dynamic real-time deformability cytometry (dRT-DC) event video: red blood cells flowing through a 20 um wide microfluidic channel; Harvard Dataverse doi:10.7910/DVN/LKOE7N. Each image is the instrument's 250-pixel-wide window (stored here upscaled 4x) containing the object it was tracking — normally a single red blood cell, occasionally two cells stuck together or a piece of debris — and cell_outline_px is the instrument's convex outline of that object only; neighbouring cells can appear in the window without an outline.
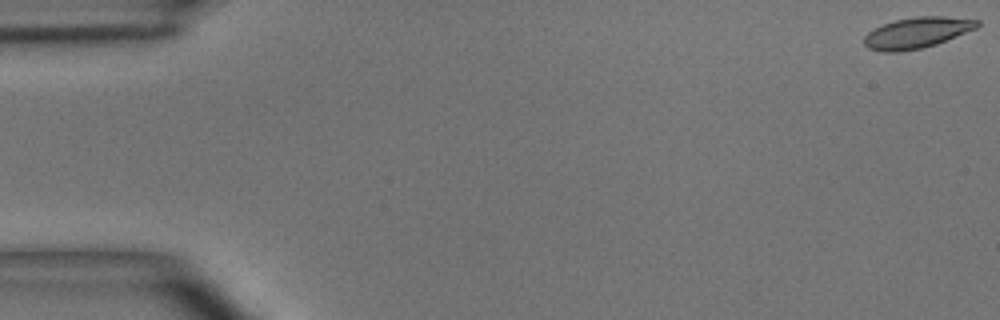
{"species": "common noctule bat (a hibernating species)", "species_latin": "Nyctalus noctula", "temperature_condition": "room temperature", "stored_images_in_passage": 51, "camera_frame_rate_fps": 3000, "um_per_image_px": 0.085, "animal": {"sex": "male", "body_mass_g": 15.6}, "frame": {"image": 1, "passage_image": 1, "time_ms": 0.0, "image_size_px": [1000, 320], "cell_outline_px": [[980, 24], [976, 28], [936, 44], [920, 48], [900, 52], [880, 52], [868, 48], [864, 44], [864, 36], [872, 28], [896, 20], [916, 16], [944, 16], [980, 20]], "centroid_in_image_um": [77.91, 2.78], "position_along_channel_um": 7.1, "area_um2": 20.35}}
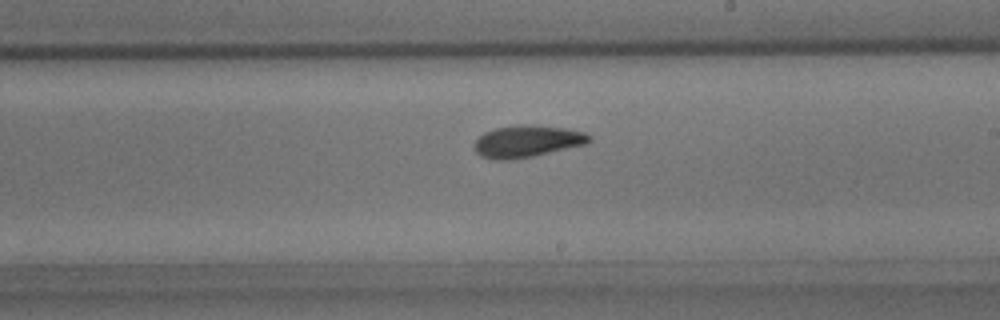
{"frame": {"image": 2, "passage_image": 30, "time_ms": 9.667, "image_size_px": [1000, 320], "cell_outline_px": [[592, 140], [588, 144], [532, 156], [504, 160], [492, 160], [480, 156], [476, 152], [472, 144], [484, 132], [496, 128], [520, 124], [524, 124], [568, 128], [584, 132], [592, 136]], "centroid_in_image_um": [44.81, 12.01], "position_along_channel_um": 244.2, "area_um2": 21.56}}
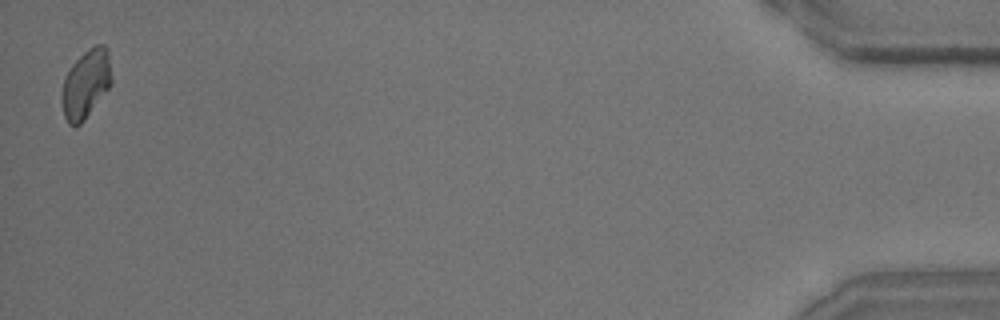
{"frame": {"image": 3, "passage_image": 51, "time_ms": 16.667, "image_size_px": [1000, 320], "cell_outline_px": [[112, 84], [84, 120], [80, 124], [68, 124], [64, 116], [60, 96], [64, 80], [72, 64], [88, 48], [96, 44], [104, 44], [108, 48], [112, 76]], "centroid_in_image_um": [7.32, 7.1], "position_along_channel_um": 427.9, "area_um2": 19.94}, "authors_computed_cell_mechanics": {"area_um2": 20.5768, "velocity_mm_per_s": 3.8924, "shape_relaxation_time_tau1_ms": 5.3207, "shape_relaxation_time_tau2_ms": 3.1045, "deformation_change_tau1": 0.1422, "deformation_change_tau2": 0.0889}}